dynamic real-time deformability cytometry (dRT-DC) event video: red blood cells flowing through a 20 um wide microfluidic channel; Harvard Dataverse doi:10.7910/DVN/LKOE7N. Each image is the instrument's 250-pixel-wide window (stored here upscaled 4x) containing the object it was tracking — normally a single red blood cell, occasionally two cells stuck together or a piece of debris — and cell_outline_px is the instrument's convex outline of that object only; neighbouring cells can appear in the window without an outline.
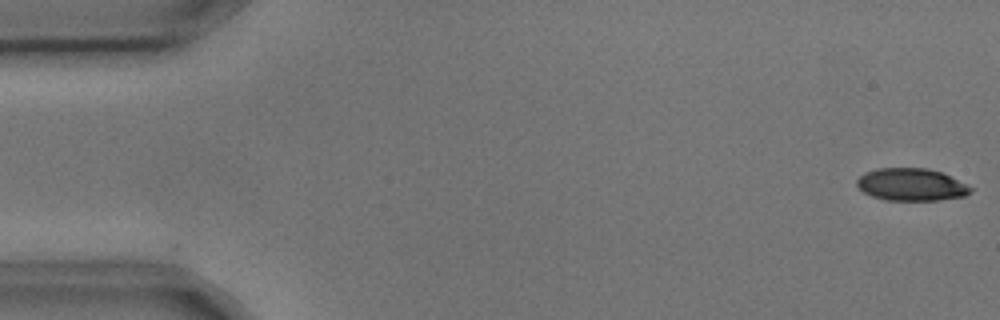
{"species": "common noctule bat (a hibernating species)", "species_latin": "Nyctalus noctula", "temperature_condition": "cold", "stored_images_in_passage": 4, "camera_frame_rate_fps": 3000, "um_per_image_px": 0.085, "animal": {"sex": "male", "body_mass_g": 17.9, "forearm_length_mm": 54.2}, "frame": {"image": 1, "passage_image": 1, "time_ms": 0.0, "image_size_px": [1000, 320], "cell_outline_px": [[972, 192], [964, 196], [940, 200], [884, 200], [872, 196], [864, 192], [856, 184], [856, 180], [864, 172], [876, 168], [928, 168], [940, 172], [972, 188]], "centroid_in_image_um": [77.41, 15.69], "position_along_channel_um": 7.6, "area_um2": 21.33}}